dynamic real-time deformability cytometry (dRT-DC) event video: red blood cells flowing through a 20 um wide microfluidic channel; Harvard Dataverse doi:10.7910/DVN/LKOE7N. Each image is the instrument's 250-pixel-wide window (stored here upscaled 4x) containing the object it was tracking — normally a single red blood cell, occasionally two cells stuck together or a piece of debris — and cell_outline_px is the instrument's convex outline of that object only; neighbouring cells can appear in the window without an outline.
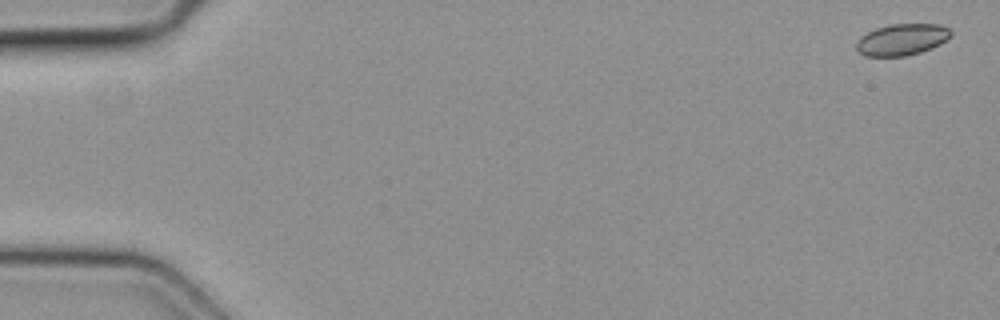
{"species": "common noctule bat (a hibernating species)", "species_latin": "Nyctalus noctula", "temperature_condition": "cold", "stored_images_in_passage": 5, "camera_frame_rate_fps": 3000, "um_per_image_px": 0.085, "animal": {"sex": "female", "body_mass_g": 19.3, "forearm_length_mm": 54.1}, "frame": {"image": 1, "passage_image": 1, "time_ms": 0.0, "image_size_px": [1000, 320], "cell_outline_px": [[952, 36], [940, 44], [920, 52], [904, 56], [864, 56], [856, 48], [856, 40], [860, 36], [876, 28], [892, 24], [940, 24], [948, 28], [952, 32]], "centroid_in_image_um": [76.66, 3.36], "position_along_channel_um": 8.3, "area_um2": 17.34}}